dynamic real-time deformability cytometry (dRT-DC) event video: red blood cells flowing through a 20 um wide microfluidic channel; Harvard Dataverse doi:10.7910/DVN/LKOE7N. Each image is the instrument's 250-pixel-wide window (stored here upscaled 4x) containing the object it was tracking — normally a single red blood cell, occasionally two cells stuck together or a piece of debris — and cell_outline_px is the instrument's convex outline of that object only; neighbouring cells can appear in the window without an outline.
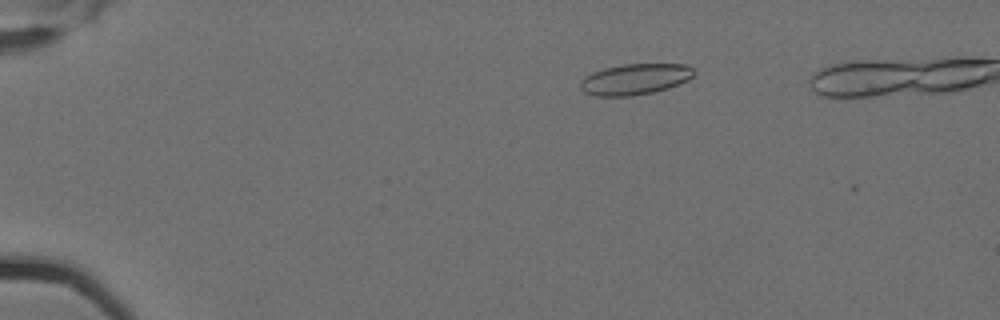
{"species": "Egyptian fruit bat (a non-hibernating species)", "species_latin": "Rousettus aegyptiacus", "temperature_condition": "cold", "stored_images_in_passage": 3, "camera_frame_rate_fps": 3000, "um_per_image_px": 0.085, "animal": {"sex": "female"}, "frame": {"image": 1, "passage_image": 2, "time_ms": 0.333, "image_size_px": [1000, 320], "cell_outline_px": [[696, 72], [688, 80], [668, 88], [652, 92], [632, 96], [596, 96], [584, 92], [580, 88], [580, 80], [584, 76], [592, 72], [604, 68], [624, 64], [684, 64], [692, 68]], "centroid_in_image_um": [53.95, 6.73], "position_along_channel_um": 31.1, "area_um2": 20.52}}